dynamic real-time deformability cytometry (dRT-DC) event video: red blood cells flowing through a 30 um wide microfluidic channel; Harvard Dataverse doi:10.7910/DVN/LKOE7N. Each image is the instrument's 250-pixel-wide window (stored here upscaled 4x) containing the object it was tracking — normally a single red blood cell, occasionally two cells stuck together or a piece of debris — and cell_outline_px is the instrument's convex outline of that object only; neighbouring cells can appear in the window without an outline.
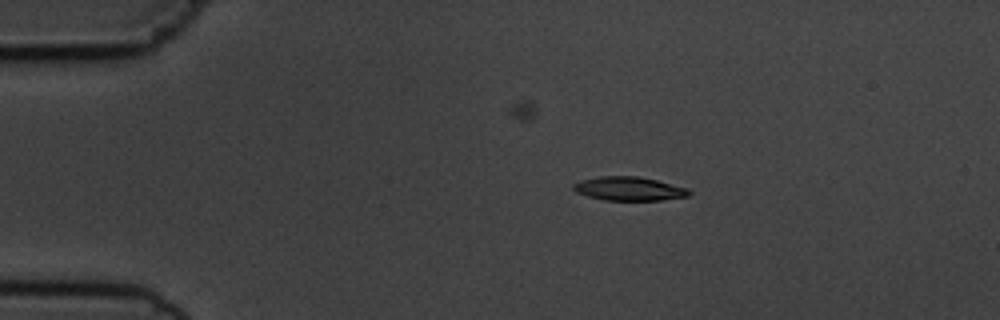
{"species": "common noctule bat (a hibernating species)", "species_latin": "Nyctalus noctula", "temperature_condition": "cold", "stored_images_in_passage": 10, "camera_frame_rate_fps": 3000, "um_per_image_px": 0.085, "animal": {"sex": "male", "body_mass_g": 19.5, "forearm_length_mm": 54.6}, "frame": {"image": 1, "passage_image": 2, "time_ms": 1.0, "image_size_px": [1000, 320], "cell_outline_px": [[692, 192], [688, 196], [660, 200], [604, 200], [588, 196], [576, 192], [572, 188], [572, 184], [580, 180], [600, 176], [636, 176], [656, 180], [688, 188]], "centroid_in_image_um": [53.45, 16.04], "position_along_channel_um": 31.6, "area_um2": 16.01}}
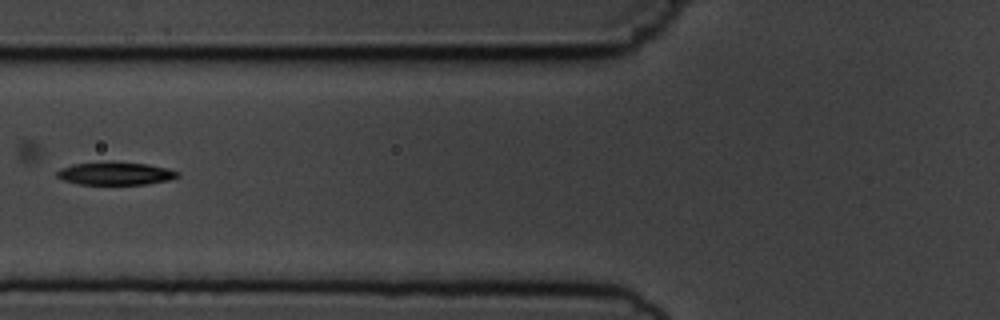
{"frame": {"image": 2, "passage_image": 5, "time_ms": 4.667, "image_size_px": [1000, 320], "cell_outline_px": [[180, 176], [168, 180], [148, 184], [80, 184], [64, 180], [56, 176], [56, 172], [60, 168], [72, 164], [112, 160], [148, 164], [168, 168], [180, 172]], "centroid_in_image_um": [9.82, 14.72], "position_along_channel_um": 116.0, "area_um2": 16.47}}
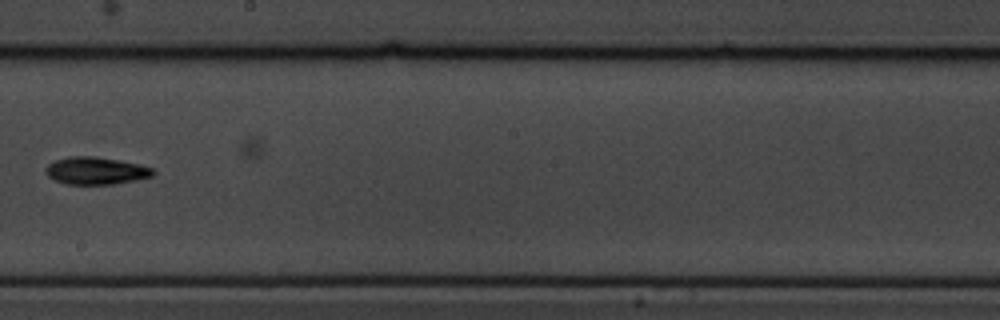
{"frame": {"image": 3, "passage_image": 8, "time_ms": 8.0, "image_size_px": [1000, 320], "cell_outline_px": [[156, 172], [152, 176], [136, 180], [112, 184], [64, 184], [48, 176], [44, 172], [44, 168], [48, 164], [56, 160], [68, 156], [92, 156], [120, 160], [140, 164], [152, 168]], "centroid_in_image_um": [8.14, 14.51], "position_along_channel_um": 240.1, "area_um2": 17.22}}